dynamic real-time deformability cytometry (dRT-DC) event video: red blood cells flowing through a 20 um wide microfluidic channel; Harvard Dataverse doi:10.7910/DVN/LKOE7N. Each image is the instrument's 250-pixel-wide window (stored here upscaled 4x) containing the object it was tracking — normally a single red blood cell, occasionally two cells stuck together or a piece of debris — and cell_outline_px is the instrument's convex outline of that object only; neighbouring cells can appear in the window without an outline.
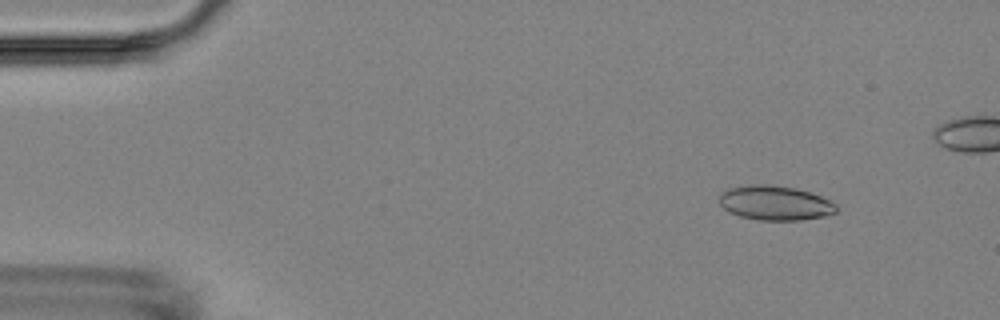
{"species": "Egyptian fruit bat (a non-hibernating species)", "species_latin": "Rousettus aegyptiacus", "temperature_condition": "room temperature", "stored_images_in_passage": 6, "camera_frame_rate_fps": 3000, "um_per_image_px": 0.085, "animal": {"sex": "female"}, "frame": {"image": 1, "passage_image": 2, "time_ms": 1.333, "image_size_px": [1000, 320], "cell_outline_px": [[836, 212], [824, 216], [800, 220], [760, 220], [740, 216], [728, 212], [720, 204], [720, 192], [728, 188], [748, 184], [764, 184], [796, 188], [820, 196], [836, 204]], "centroid_in_image_um": [65.84, 17.24], "position_along_channel_um": 19.2, "area_um2": 23.47}}